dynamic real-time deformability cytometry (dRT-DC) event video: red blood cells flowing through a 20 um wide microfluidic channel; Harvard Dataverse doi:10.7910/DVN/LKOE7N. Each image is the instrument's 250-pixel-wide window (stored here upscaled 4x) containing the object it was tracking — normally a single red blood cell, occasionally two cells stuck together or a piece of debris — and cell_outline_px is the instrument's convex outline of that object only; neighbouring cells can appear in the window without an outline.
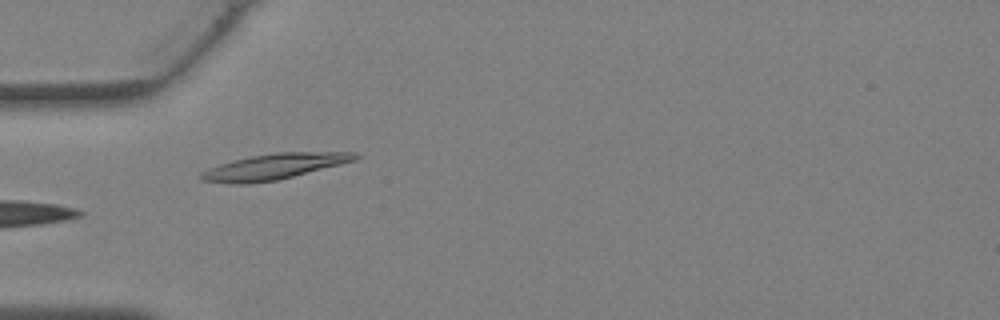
{"species": "Egyptian fruit bat (a non-hibernating species)", "species_latin": "Rousettus aegyptiacus", "temperature_condition": "warm", "stored_images_in_passage": 27, "camera_frame_rate_fps": 3000, "um_per_image_px": 0.085, "animal": {"sex": "female"}, "frame": {"image": 1, "passage_image": 1, "time_ms": 0.0, "image_size_px": [1000, 320], "cell_outline_px": [[360, 156], [356, 160], [276, 180], [248, 184], [228, 184], [200, 180], [196, 176], [200, 172], [208, 168], [232, 160], [252, 156], [276, 152], [356, 152]], "centroid_in_image_um": [23.21, 14.16], "position_along_channel_um": 61.8, "area_um2": 23.06}}
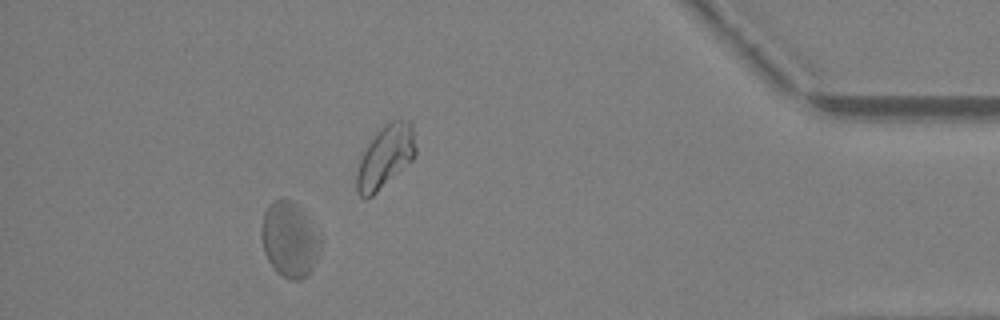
{"frame": {"image": 2, "passage_image": 23, "time_ms": 7.333, "image_size_px": [1000, 320], "cell_outline_px": [[320, 248], [312, 268], [300, 280], [288, 280], [280, 276], [276, 272], [268, 260], [264, 252], [260, 236], [260, 228], [264, 212], [276, 200], [288, 200], [296, 204], [300, 208], [320, 240]], "centroid_in_image_um": [24.55, 20.41], "position_along_channel_um": 410.7, "area_um2": 25.2}}